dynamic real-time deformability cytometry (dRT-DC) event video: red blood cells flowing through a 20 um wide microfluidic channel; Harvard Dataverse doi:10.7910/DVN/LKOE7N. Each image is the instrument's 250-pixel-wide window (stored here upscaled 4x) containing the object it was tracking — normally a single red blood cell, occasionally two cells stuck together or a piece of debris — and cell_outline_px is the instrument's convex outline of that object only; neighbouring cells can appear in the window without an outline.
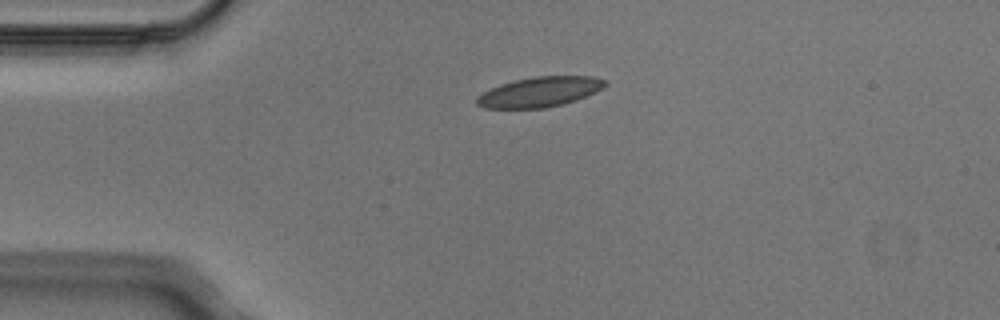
{"species": "Egyptian fruit bat (a non-hibernating species)", "species_latin": "Rousettus aegyptiacus", "temperature_condition": "cold", "stored_images_in_passage": 3, "camera_frame_rate_fps": 3000, "um_per_image_px": 0.085, "animal": {"sex": "male"}, "frame": {"image": 1, "passage_image": 1, "time_ms": 0.0, "image_size_px": [1000, 320], "cell_outline_px": [[608, 84], [576, 100], [564, 104], [544, 108], [484, 108], [476, 104], [476, 96], [500, 84], [516, 80], [536, 76], [592, 76], [604, 80]], "centroid_in_image_um": [45.83, 7.82], "position_along_channel_um": 39.2, "area_um2": 22.14}}
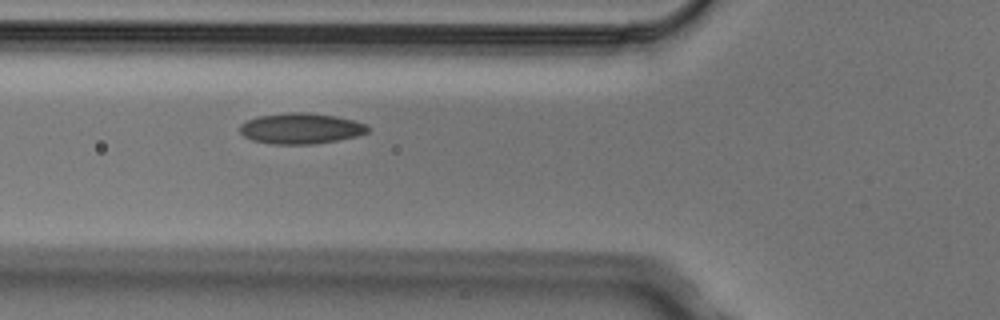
{"frame": {"image": 2, "passage_image": 3, "time_ms": 0.667, "image_size_px": [1000, 320], "cell_outline_px": [[372, 128], [368, 132], [356, 136], [336, 140], [312, 144], [272, 144], [252, 140], [244, 136], [240, 132], [240, 124], [256, 116], [288, 112], [308, 112], [336, 116], [352, 120], [364, 124]], "centroid_in_image_um": [25.55, 10.91], "position_along_channel_um": 100.2, "area_um2": 22.95}}